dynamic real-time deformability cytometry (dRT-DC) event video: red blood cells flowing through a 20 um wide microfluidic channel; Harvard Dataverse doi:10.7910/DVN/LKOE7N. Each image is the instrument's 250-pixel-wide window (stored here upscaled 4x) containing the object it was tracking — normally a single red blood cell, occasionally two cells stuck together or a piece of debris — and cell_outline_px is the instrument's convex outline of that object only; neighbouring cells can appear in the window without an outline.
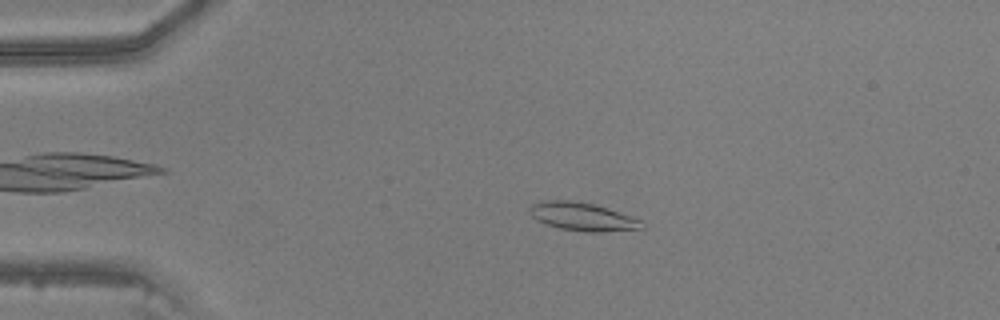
{"species": "common noctule bat (a hibernating species)", "species_latin": "Nyctalus noctula", "temperature_condition": "warm", "stored_images_in_passage": 47, "camera_frame_rate_fps": 3000, "um_per_image_px": 0.085, "animal": {"sex": "male", "body_mass_g": 20.5, "forearm_length_mm": 52.5}, "frame": {"image": 1, "passage_image": 10, "time_ms": 3.0, "image_size_px": [1000, 320], "cell_outline_px": [[644, 228], [604, 232], [584, 232], [560, 228], [536, 220], [528, 212], [528, 208], [532, 204], [544, 200], [568, 200], [592, 204], [608, 208], [640, 220], [644, 224]], "centroid_in_image_um": [49.48, 18.42], "position_along_channel_um": 35.5, "area_um2": 18.32}}
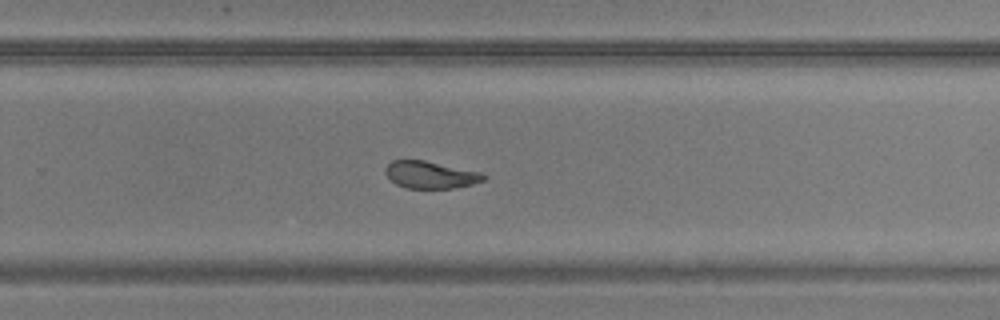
{"frame": {"image": 2, "passage_image": 31, "time_ms": 10.0, "image_size_px": [1000, 320], "cell_outline_px": [[488, 176], [484, 180], [472, 184], [456, 188], [408, 188], [396, 184], [384, 172], [384, 168], [392, 160], [424, 160], [480, 172]], "centroid_in_image_um": [36.59, 14.86], "position_along_channel_um": 293.2, "area_um2": 15.49}}
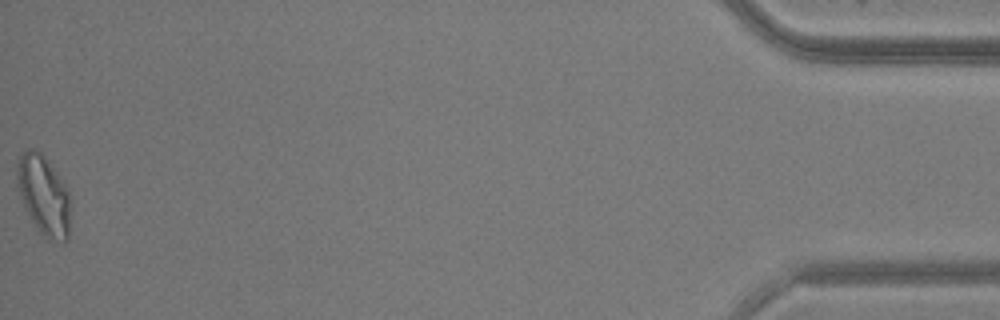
{"frame": {"image": 3, "passage_image": 47, "time_ms": 15.333, "image_size_px": [1000, 320], "cell_outline_px": [[68, 240], [64, 244], [48, 240], [40, 232], [24, 208], [16, 184], [16, 160], [28, 148], [32, 148], [40, 152], [44, 156], [56, 172], [68, 192]], "centroid_in_image_um": [3.66, 16.61], "position_along_channel_um": 431.5, "area_um2": 24.62}}